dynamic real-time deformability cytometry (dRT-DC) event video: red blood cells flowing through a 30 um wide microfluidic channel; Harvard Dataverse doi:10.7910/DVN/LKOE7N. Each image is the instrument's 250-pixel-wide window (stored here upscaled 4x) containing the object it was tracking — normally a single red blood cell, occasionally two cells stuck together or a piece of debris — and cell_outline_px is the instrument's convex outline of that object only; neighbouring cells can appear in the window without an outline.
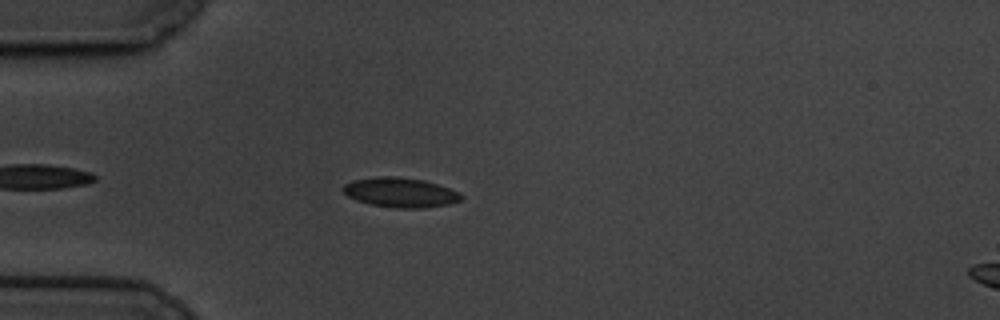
{"species": "common noctule bat (a hibernating species)", "species_latin": "Nyctalus noctula", "temperature_condition": "cold", "stored_images_in_passage": 22, "camera_frame_rate_fps": 3000, "um_per_image_px": 0.085, "animal": {"sex": "male", "body_mass_g": 19.5, "forearm_length_mm": 54.6}, "frame": {"image": 1, "passage_image": 6, "time_ms": 1.667, "image_size_px": [1000, 320], "cell_outline_px": [[464, 196], [460, 200], [448, 204], [424, 208], [396, 208], [372, 204], [356, 200], [348, 196], [344, 192], [344, 184], [352, 180], [376, 176], [396, 176], [424, 180], [460, 192]], "centroid_in_image_um": [34.03, 16.35], "position_along_channel_um": 51.0, "area_um2": 20.35}}
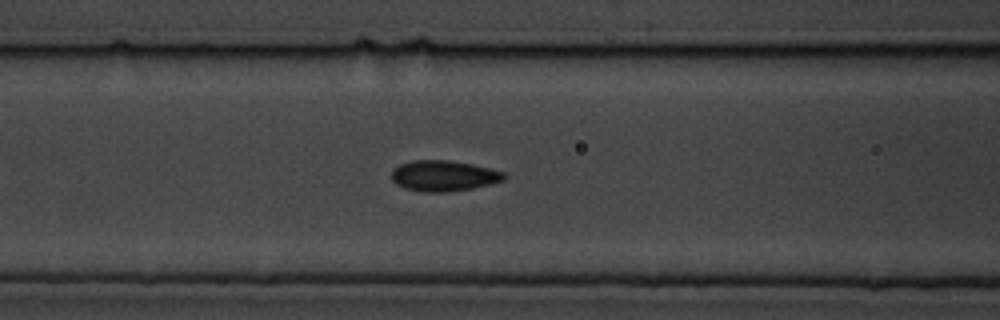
{"frame": {"image": 2, "passage_image": 14, "time_ms": 4.333, "image_size_px": [1000, 320], "cell_outline_px": [[508, 176], [504, 180], [472, 188], [448, 192], [420, 192], [404, 188], [396, 184], [392, 180], [392, 168], [400, 164], [412, 160], [444, 160], [472, 164], [504, 172]], "centroid_in_image_um": [37.68, 14.95], "position_along_channel_um": 128.9, "area_um2": 20.17}}
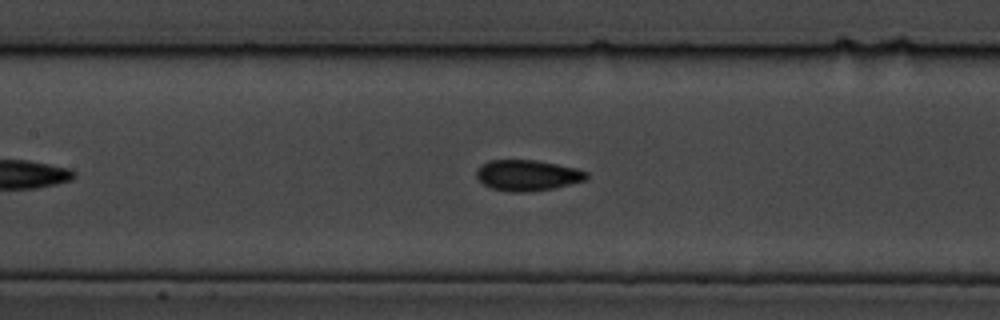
{"frame": {"image": 3, "passage_image": 17, "time_ms": 5.333, "image_size_px": [1000, 320], "cell_outline_px": [[588, 180], [552, 188], [528, 192], [512, 192], [492, 188], [484, 184], [476, 176], [476, 172], [484, 164], [492, 160], [536, 160], [576, 168], [588, 172]], "centroid_in_image_um": [44.88, 14.9], "position_along_channel_um": 162.5, "area_um2": 19.54}}